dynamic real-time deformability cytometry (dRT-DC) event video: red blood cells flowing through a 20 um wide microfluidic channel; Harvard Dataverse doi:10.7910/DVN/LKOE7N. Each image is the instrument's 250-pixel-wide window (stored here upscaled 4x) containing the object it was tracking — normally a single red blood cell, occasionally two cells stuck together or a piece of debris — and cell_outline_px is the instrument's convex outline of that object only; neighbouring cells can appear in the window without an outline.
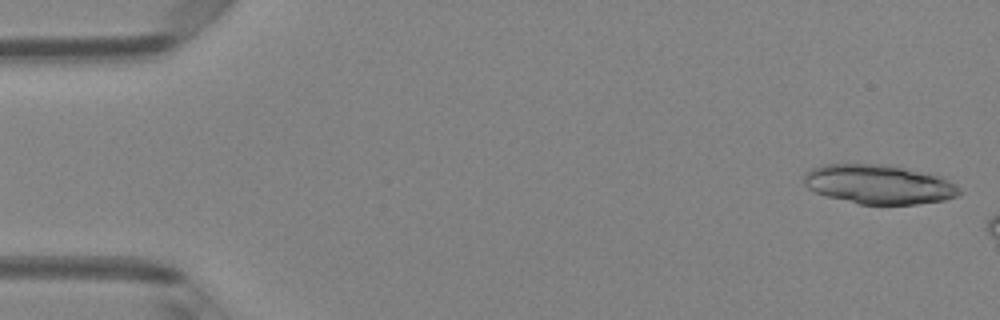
{"species": "Egyptian fruit bat (a non-hibernating species)", "species_latin": "Rousettus aegyptiacus", "temperature_condition": "room temperature", "stored_images_in_passage": 3, "camera_frame_rate_fps": 3000, "um_per_image_px": 0.085, "animal": {"sex": "female"}, "frame": {"image": 1, "passage_image": 1, "time_ms": 0.0, "image_size_px": [1000, 320], "cell_outline_px": [[960, 196], [944, 200], [916, 204], [860, 204], [828, 196], [816, 192], [808, 188], [804, 184], [804, 172], [820, 164], [880, 164], [904, 168], [940, 176], [956, 184], [960, 188]], "centroid_in_image_um": [74.7, 15.66], "position_along_channel_um": 10.3, "area_um2": 35.49}}